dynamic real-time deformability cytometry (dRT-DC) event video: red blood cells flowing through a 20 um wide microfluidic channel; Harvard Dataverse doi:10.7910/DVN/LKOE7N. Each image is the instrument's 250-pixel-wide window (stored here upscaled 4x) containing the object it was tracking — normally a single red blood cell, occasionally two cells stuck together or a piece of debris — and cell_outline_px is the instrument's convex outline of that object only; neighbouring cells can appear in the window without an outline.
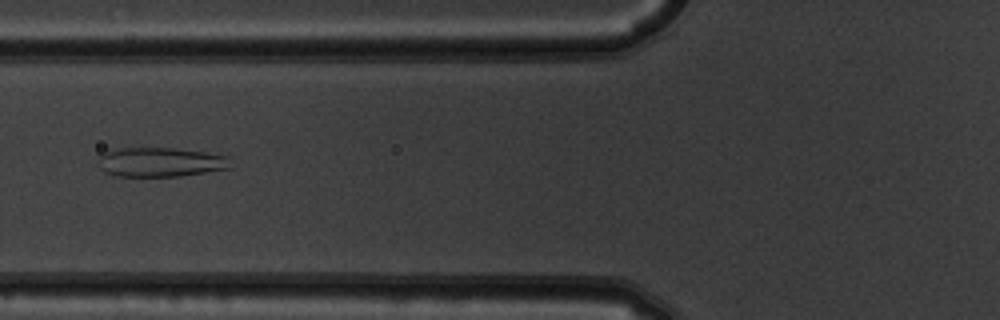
{"species": "common noctule bat (a hibernating species)", "species_latin": "Nyctalus noctula", "temperature_condition": "warm", "stored_images_in_passage": 8, "camera_frame_rate_fps": 3000, "um_per_image_px": 0.085, "animal": {"sex": "male", "body_mass_g": 19.5, "forearm_length_mm": 54.6}, "frame": {"image": 1, "passage_image": 5, "time_ms": 1.333, "image_size_px": [1000, 320], "cell_outline_px": [[232, 168], [180, 176], [116, 176], [104, 172], [100, 168], [100, 156], [104, 152], [120, 148], [172, 148], [204, 152], [228, 156]], "centroid_in_image_um": [13.66, 13.78], "position_along_channel_um": 112.1, "area_um2": 22.54}}
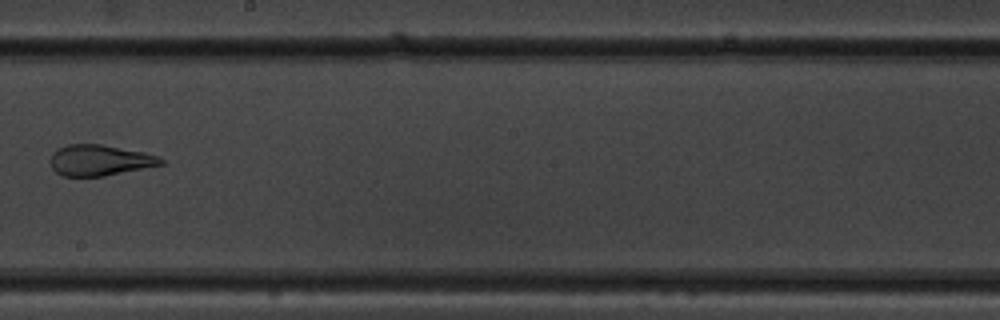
{"frame": {"image": 2, "passage_image": 8, "time_ms": 2.333, "image_size_px": [1000, 320], "cell_outline_px": [[164, 164], [104, 176], [64, 176], [56, 172], [52, 168], [52, 152], [68, 144], [100, 144], [144, 152], [156, 156], [164, 160]], "centroid_in_image_um": [8.48, 13.62], "position_along_channel_um": 239.7, "area_um2": 19.59}}